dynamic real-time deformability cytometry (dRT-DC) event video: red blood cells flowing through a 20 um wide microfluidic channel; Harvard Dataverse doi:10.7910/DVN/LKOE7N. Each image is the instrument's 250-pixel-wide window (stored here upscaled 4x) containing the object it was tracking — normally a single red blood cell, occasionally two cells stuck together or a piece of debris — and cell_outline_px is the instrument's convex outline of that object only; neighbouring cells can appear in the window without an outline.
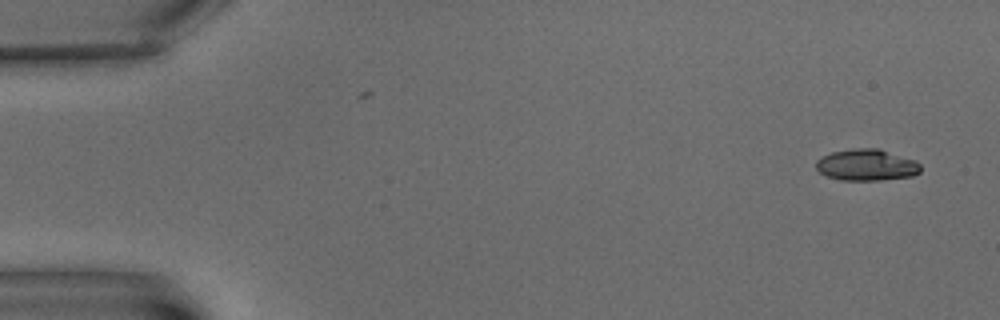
{"species": "common noctule bat (a hibernating species)", "species_latin": "Nyctalus noctula", "temperature_condition": "warm", "stored_images_in_passage": 2, "camera_frame_rate_fps": 3000, "um_per_image_px": 0.085, "animal": {"sex": "male", "body_mass_g": 15.6}, "frame": {"image": 1, "passage_image": 2, "time_ms": 1.333, "image_size_px": [1000, 320], "cell_outline_px": [[920, 172], [912, 176], [880, 180], [840, 180], [828, 176], [820, 172], [816, 168], [816, 160], [820, 156], [832, 152], [852, 148], [880, 148], [916, 160], [920, 164]], "centroid_in_image_um": [73.66, 14.01], "position_along_channel_um": 11.3, "area_um2": 19.36}}